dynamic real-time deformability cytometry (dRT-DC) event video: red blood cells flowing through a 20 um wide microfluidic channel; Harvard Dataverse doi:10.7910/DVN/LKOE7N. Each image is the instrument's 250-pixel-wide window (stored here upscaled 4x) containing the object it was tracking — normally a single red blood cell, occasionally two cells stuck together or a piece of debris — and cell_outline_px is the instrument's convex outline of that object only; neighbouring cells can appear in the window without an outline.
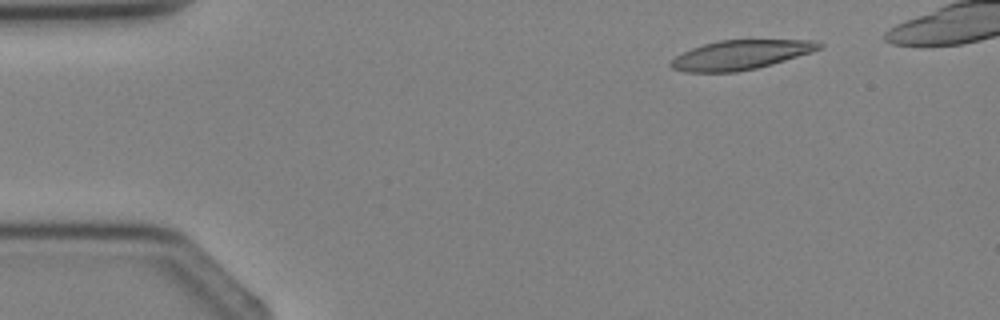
{"species": "Egyptian fruit bat (a non-hibernating species)", "species_latin": "Rousettus aegyptiacus", "temperature_condition": "cold", "stored_images_in_passage": 3, "camera_frame_rate_fps": 3000, "um_per_image_px": 0.085, "animal": {"sex": "female"}, "frame": {"image": 1, "passage_image": 1, "time_ms": 0.0, "image_size_px": [1000, 320], "cell_outline_px": [[824, 48], [812, 52], [772, 64], [756, 68], [736, 72], [684, 72], [672, 68], [668, 64], [676, 56], [692, 48], [704, 44], [720, 40], [812, 40], [824, 44]], "centroid_in_image_um": [62.97, 4.66], "position_along_channel_um": 22.0, "area_um2": 25.32}}